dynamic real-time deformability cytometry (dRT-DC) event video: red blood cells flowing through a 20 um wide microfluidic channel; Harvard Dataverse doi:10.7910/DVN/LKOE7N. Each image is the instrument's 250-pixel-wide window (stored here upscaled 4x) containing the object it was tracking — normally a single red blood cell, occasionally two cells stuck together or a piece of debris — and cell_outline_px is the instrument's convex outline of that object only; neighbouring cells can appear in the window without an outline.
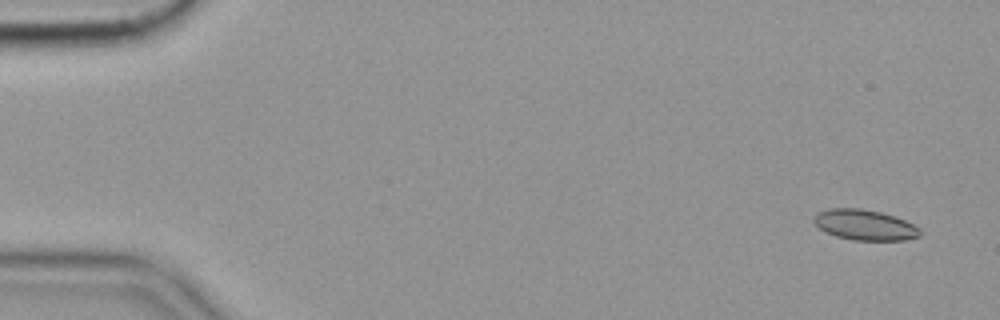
{"species": "common noctule bat (a hibernating species)", "species_latin": "Nyctalus noctula", "temperature_condition": "cold", "stored_images_in_passage": 55, "camera_frame_rate_fps": 3000, "um_per_image_px": 0.085, "animal": {"sex": "female", "body_mass_g": 19.9}, "frame": {"image": 1, "passage_image": 1, "time_ms": 0.0, "image_size_px": [1000, 320], "cell_outline_px": [[920, 236], [904, 240], [852, 240], [836, 236], [820, 228], [812, 220], [816, 212], [828, 208], [860, 208], [880, 212], [896, 216], [920, 228]], "centroid_in_image_um": [73.49, 19.11], "position_along_channel_um": 11.5, "area_um2": 18.84}}
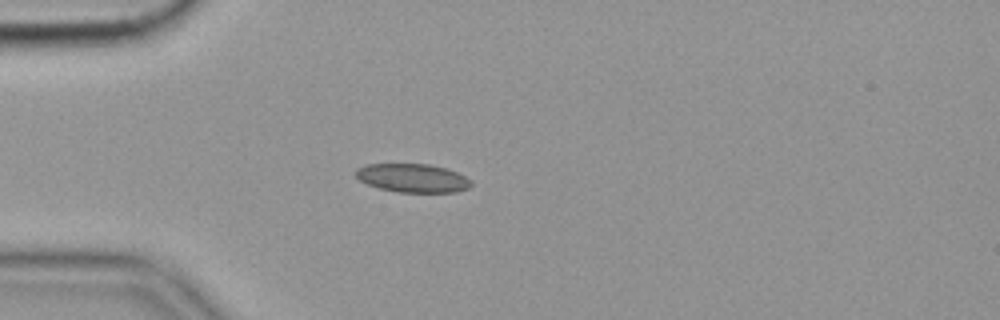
{"frame": {"image": 2, "passage_image": 14, "time_ms": 4.333, "image_size_px": [1000, 320], "cell_outline_px": [[472, 184], [468, 188], [456, 192], [396, 192], [380, 188], [368, 184], [360, 180], [356, 176], [356, 168], [368, 164], [428, 164], [448, 168], [472, 180]], "centroid_in_image_um": [35.1, 15.13], "position_along_channel_um": 49.9, "area_um2": 19.19}}
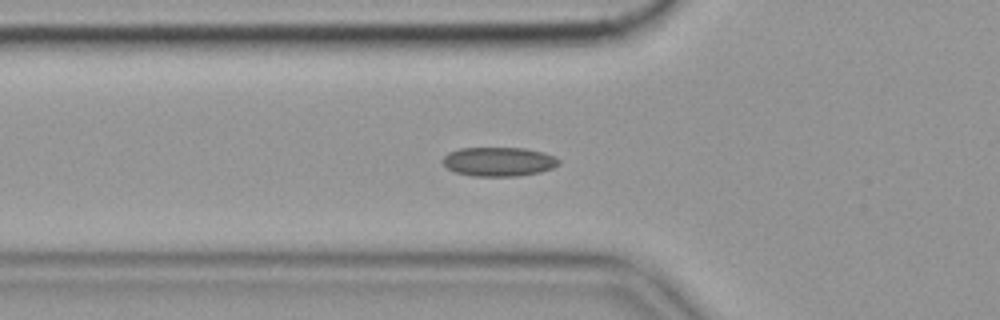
{"frame": {"image": 3, "passage_image": 18, "time_ms": 5.667, "image_size_px": [1000, 320], "cell_outline_px": [[560, 164], [552, 168], [540, 172], [516, 176], [472, 176], [456, 172], [448, 168], [444, 164], [444, 156], [448, 152], [460, 148], [524, 148], [544, 152], [560, 160]], "centroid_in_image_um": [42.4, 13.74], "position_along_channel_um": 83.4, "area_um2": 19.59}, "authors_computed_cell_mechanics": {"area_um2": 18.9006, "velocity_mm_per_s": 3.5363, "shape_relaxation_time_tau1_ms": null, "shape_relaxation_time_tau2_ms": 4.313, "deformation_change_tau1": null, "deformation_change_tau2": 0.0686}}